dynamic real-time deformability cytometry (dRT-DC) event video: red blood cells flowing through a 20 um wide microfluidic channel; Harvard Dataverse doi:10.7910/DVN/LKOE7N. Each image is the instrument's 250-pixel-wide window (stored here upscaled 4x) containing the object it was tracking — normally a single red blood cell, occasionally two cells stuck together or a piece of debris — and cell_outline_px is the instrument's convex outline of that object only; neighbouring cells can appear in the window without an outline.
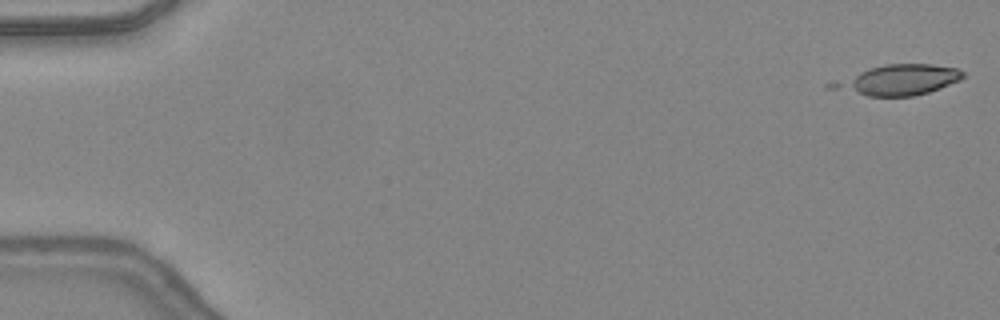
{"species": "common noctule bat (a hibernating species)", "species_latin": "Nyctalus noctula", "temperature_condition": "warm", "stored_images_in_passage": 3, "camera_frame_rate_fps": 3000, "um_per_image_px": 0.085, "animal": {"sex": "female", "body_mass_g": 24.6, "forearm_length_mm": 56.2}, "frame": {"image": 1, "passage_image": 1, "time_ms": 0.0, "image_size_px": [1000, 320], "cell_outline_px": [[964, 76], [960, 80], [940, 88], [928, 92], [912, 96], [868, 96], [824, 88], [824, 84], [868, 68], [888, 64], [932, 64], [956, 68], [964, 72]], "centroid_in_image_um": [76.26, 6.8], "position_along_channel_um": 8.7, "area_um2": 23.29}}